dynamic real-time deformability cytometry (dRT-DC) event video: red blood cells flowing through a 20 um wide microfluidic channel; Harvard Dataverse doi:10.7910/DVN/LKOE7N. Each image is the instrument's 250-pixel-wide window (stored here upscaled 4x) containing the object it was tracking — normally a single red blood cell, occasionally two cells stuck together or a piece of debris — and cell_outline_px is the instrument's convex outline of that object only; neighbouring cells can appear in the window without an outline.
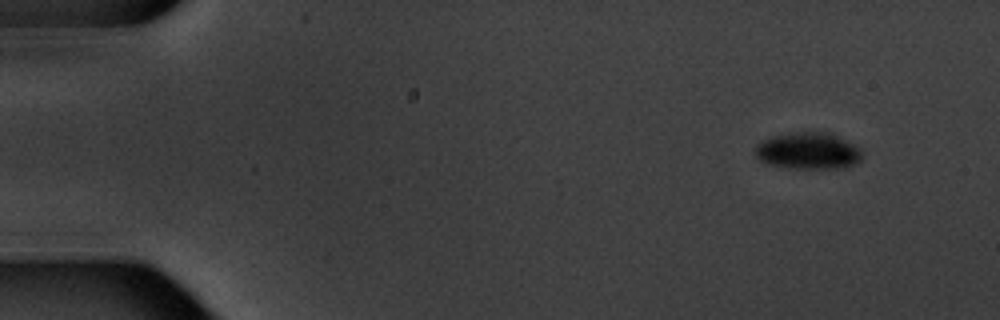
{"species": "common noctule bat (a hibernating species)", "species_latin": "Nyctalus noctula", "temperature_condition": "warm", "stored_images_in_passage": 9, "camera_frame_rate_fps": 3000, "um_per_image_px": 0.085, "animal": {"sex": "male", "body_mass_g": 20.1, "forearm_length_mm": 53.5}, "frame": {"image": 1, "passage_image": 1, "time_ms": 0.0, "image_size_px": [1000, 320], "cell_outline_px": [[860, 156], [852, 164], [844, 168], [788, 168], [768, 164], [760, 160], [756, 156], [756, 144], [772, 136], [800, 132], [832, 132], [860, 148]], "centroid_in_image_um": [68.66, 12.82], "position_along_channel_um": 16.3, "area_um2": 22.6}}
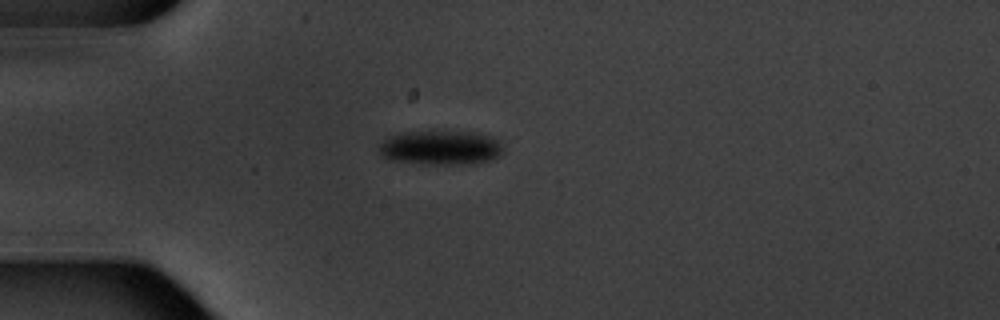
{"frame": {"image": 2, "passage_image": 4, "time_ms": 3.667, "image_size_px": [1000, 320], "cell_outline_px": [[504, 148], [496, 156], [488, 160], [472, 164], [428, 164], [388, 160], [376, 148], [388, 136], [404, 132], [476, 132], [492, 136], [500, 140]], "centroid_in_image_um": [37.45, 12.55], "position_along_channel_um": 47.6, "area_um2": 24.85}}